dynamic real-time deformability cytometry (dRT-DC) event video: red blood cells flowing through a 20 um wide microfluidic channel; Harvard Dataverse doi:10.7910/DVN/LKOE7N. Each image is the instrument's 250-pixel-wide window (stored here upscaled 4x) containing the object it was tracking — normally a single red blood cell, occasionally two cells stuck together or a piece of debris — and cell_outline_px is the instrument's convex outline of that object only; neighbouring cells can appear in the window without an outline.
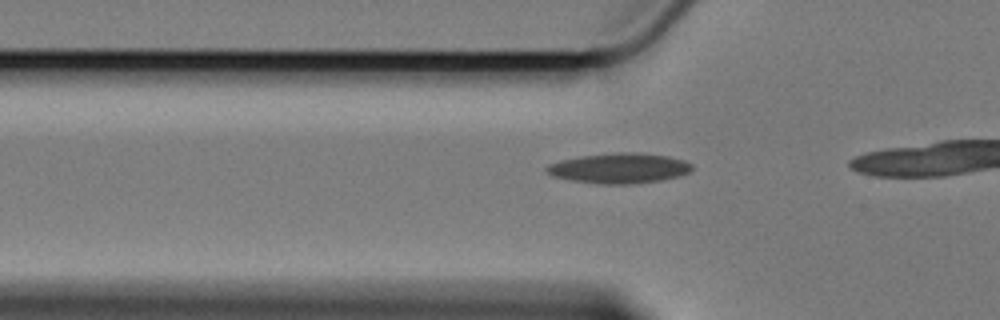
{"species": "Egyptian fruit bat (a non-hibernating species)", "species_latin": "Rousettus aegyptiacus", "temperature_condition": "cold", "stored_images_in_passage": 12, "camera_frame_rate_fps": 3000, "um_per_image_px": 0.085, "animal": {"sex": "female"}, "frame": {"image": 1, "passage_image": 6, "time_ms": 1.667, "image_size_px": [1000, 320], "cell_outline_px": [[692, 168], [688, 172], [676, 176], [660, 180], [624, 184], [600, 184], [572, 180], [552, 176], [544, 168], [548, 164], [560, 160], [580, 156], [616, 152], [640, 152], [668, 156], [684, 160], [692, 164]], "centroid_in_image_um": [52.6, 14.28], "position_along_channel_um": 73.2, "area_um2": 25.43}}
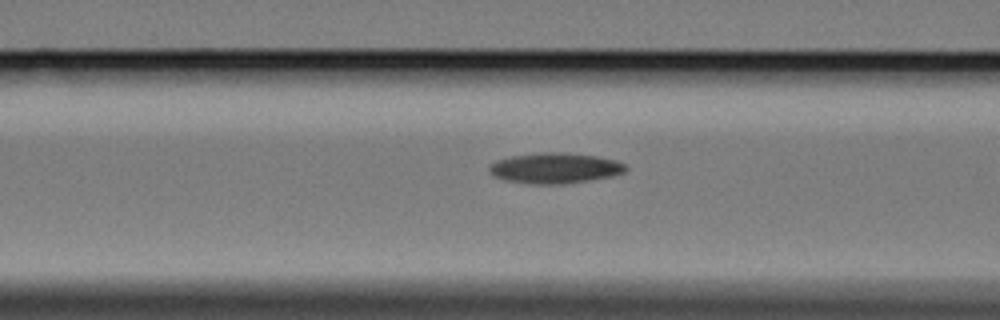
{"frame": {"image": 2, "passage_image": 10, "time_ms": 3.0, "image_size_px": [1000, 320], "cell_outline_px": [[628, 168], [624, 172], [612, 176], [592, 180], [564, 184], [532, 184], [504, 180], [488, 172], [488, 168], [496, 160], [508, 156], [540, 152], [560, 152], [596, 156], [616, 160], [624, 164]], "centroid_in_image_um": [47.16, 14.29], "position_along_channel_um": 119.4, "area_um2": 24.45}}